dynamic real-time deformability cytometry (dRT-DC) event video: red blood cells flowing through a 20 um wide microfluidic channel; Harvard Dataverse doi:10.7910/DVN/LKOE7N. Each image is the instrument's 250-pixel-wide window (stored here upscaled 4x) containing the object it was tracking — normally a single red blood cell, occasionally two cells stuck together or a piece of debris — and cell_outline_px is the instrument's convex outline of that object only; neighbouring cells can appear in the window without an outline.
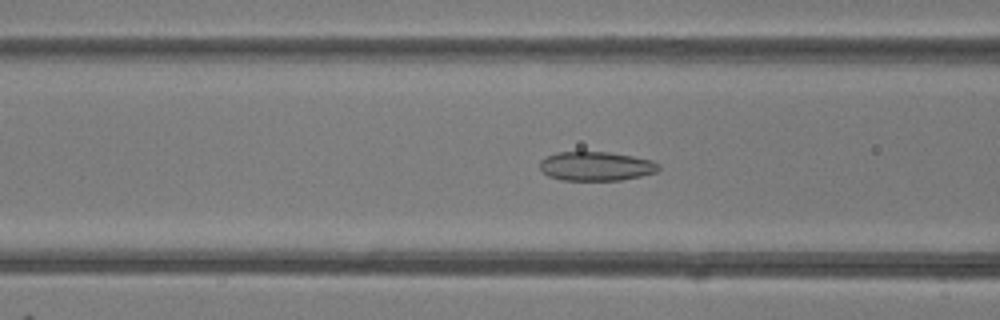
{"species": "common noctule bat (a hibernating species)", "species_latin": "Nyctalus noctula", "temperature_condition": "room temperature", "stored_images_in_passage": 43, "camera_frame_rate_fps": 3000, "um_per_image_px": 0.085, "animal": {"sex": "female"}, "frame": {"image": 1, "passage_image": 18, "time_ms": 5.667, "image_size_px": [1000, 320], "cell_outline_px": [[660, 168], [656, 172], [640, 176], [620, 180], [560, 180], [548, 176], [540, 168], [540, 160], [556, 152], [608, 152], [632, 156], [652, 160], [660, 164]], "centroid_in_image_um": [50.67, 14.13], "position_along_channel_um": 115.9, "area_um2": 20.11}}
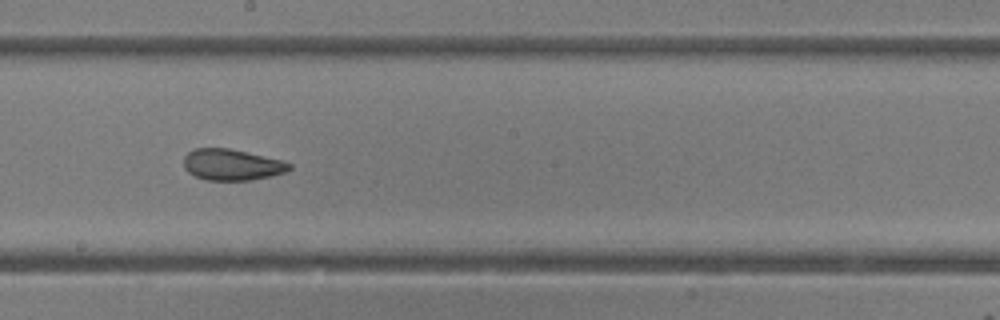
{"frame": {"image": 2, "passage_image": 26, "time_ms": 8.333, "image_size_px": [1000, 320], "cell_outline_px": [[292, 168], [288, 172], [272, 176], [252, 180], [208, 180], [196, 176], [188, 172], [184, 168], [184, 156], [188, 152], [196, 148], [228, 148], [280, 160], [292, 164]], "centroid_in_image_um": [19.72, 14.01], "position_along_channel_um": 228.5, "area_um2": 19.13}}
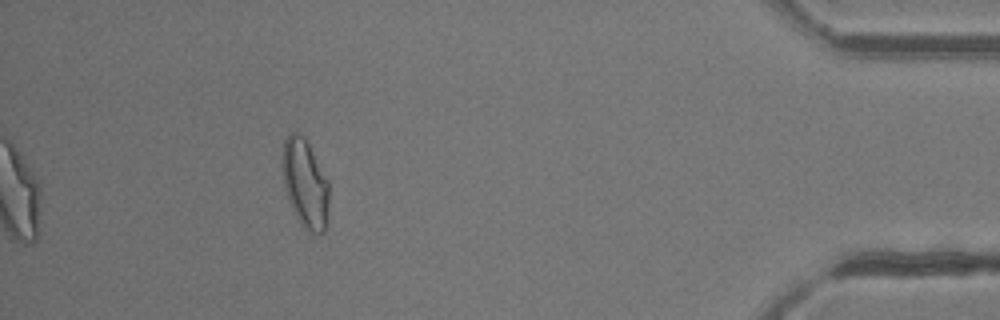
{"frame": {"image": 3, "passage_image": 43, "time_ms": 14.0, "image_size_px": [1000, 320], "cell_outline_px": [[328, 224], [324, 232], [320, 236], [316, 236], [308, 232], [300, 224], [288, 200], [284, 188], [284, 140], [292, 132], [300, 132], [304, 136], [328, 180]], "centroid_in_image_um": [25.98, 15.7], "position_along_channel_um": 409.2, "area_um2": 24.1}, "authors_computed_cell_mechanics": {"area_um2": 21.097, "velocity_mm_per_s": 4.2166, "shape_relaxation_time_tau1_ms": 9.9662, "shape_relaxation_time_tau2_ms": 1.1213, "deformation_change_tau1": 0.2105, "deformation_change_tau2": 0.0632}}